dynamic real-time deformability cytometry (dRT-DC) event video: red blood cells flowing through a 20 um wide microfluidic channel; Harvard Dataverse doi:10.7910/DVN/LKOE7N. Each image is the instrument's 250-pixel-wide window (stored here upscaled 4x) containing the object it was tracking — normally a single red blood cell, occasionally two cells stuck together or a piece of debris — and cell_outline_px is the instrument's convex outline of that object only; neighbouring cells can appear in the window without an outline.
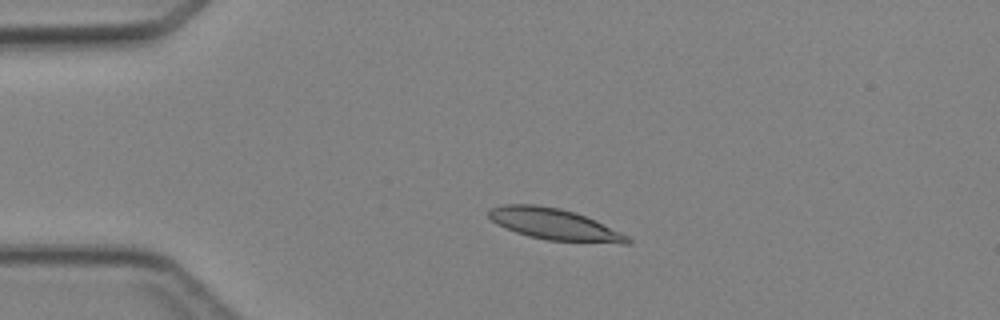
{"species": "Egyptian fruit bat (a non-hibernating species)", "species_latin": "Rousettus aegyptiacus", "temperature_condition": "cold", "stored_images_in_passage": 5, "camera_frame_rate_fps": 3000, "um_per_image_px": 0.085, "animal": {"sex": "female"}, "frame": {"image": 1, "passage_image": 2, "time_ms": 1.0, "image_size_px": [1000, 320], "cell_outline_px": [[632, 240], [628, 244], [620, 244], [548, 240], [528, 236], [504, 228], [496, 224], [488, 216], [488, 212], [492, 208], [504, 204], [536, 204], [560, 208], [576, 212], [620, 232], [628, 236]], "centroid_in_image_um": [47.11, 19.06], "position_along_channel_um": 37.9, "area_um2": 25.32}}
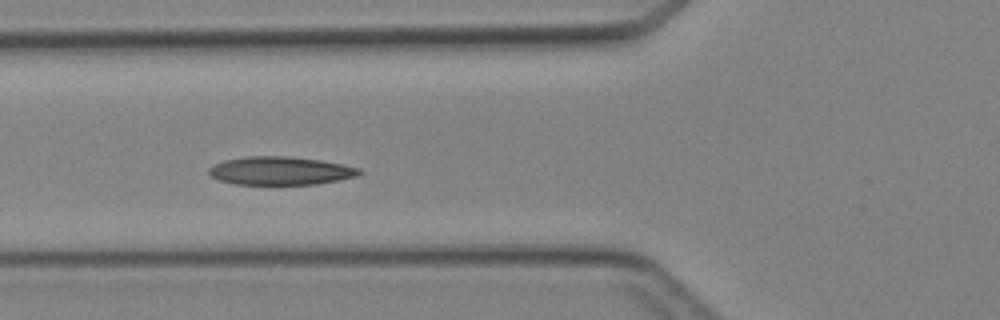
{"frame": {"image": 2, "passage_image": 4, "time_ms": 3.333, "image_size_px": [1000, 320], "cell_outline_px": [[364, 172], [356, 176], [316, 184], [236, 184], [220, 180], [212, 176], [208, 172], [208, 168], [224, 160], [248, 156], [288, 156], [320, 160], [360, 168]], "centroid_in_image_um": [23.83, 14.51], "position_along_channel_um": 102.0, "area_um2": 24.51}}
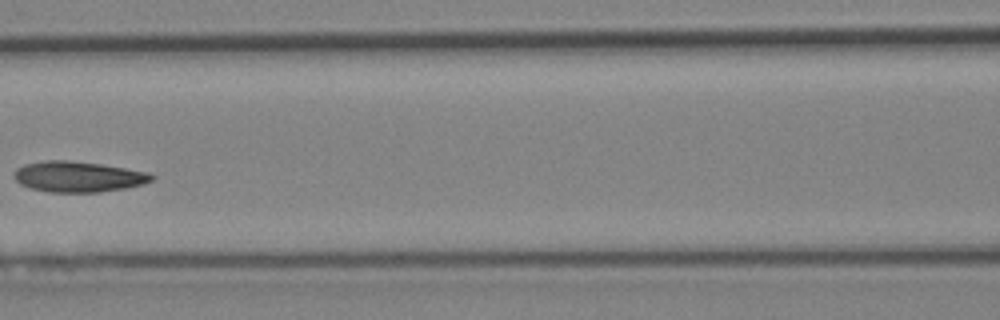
{"frame": {"image": 3, "passage_image": 5, "time_ms": 4.667, "image_size_px": [1000, 320], "cell_outline_px": [[156, 176], [152, 180], [144, 184], [128, 188], [100, 192], [48, 192], [28, 188], [20, 184], [12, 176], [12, 172], [16, 168], [24, 164], [44, 160], [68, 160], [100, 164], [148, 172]], "centroid_in_image_um": [6.61, 15.02], "position_along_channel_um": 160.0, "area_um2": 24.91}}